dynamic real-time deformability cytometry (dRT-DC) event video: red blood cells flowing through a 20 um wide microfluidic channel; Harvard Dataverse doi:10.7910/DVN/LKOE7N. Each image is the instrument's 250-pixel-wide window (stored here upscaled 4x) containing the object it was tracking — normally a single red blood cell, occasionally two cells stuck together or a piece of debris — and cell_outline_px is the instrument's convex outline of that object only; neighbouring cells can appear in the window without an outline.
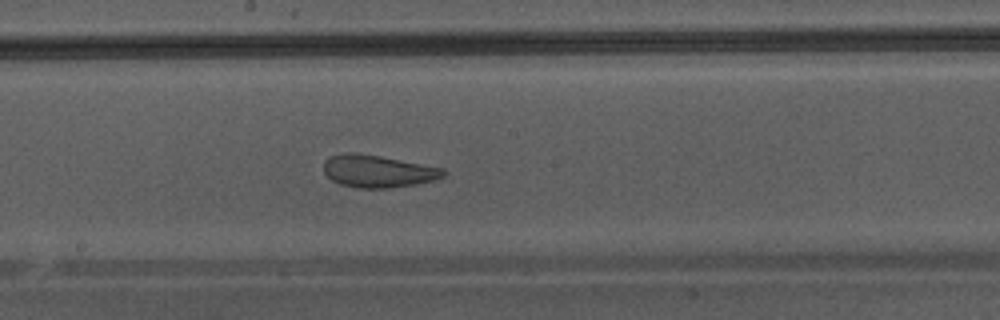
{"species": "Egyptian fruit bat (a non-hibernating species)", "species_latin": "Rousettus aegyptiacus", "temperature_condition": "warm", "stored_images_in_passage": 47, "camera_frame_rate_fps": 3000, "um_per_image_px": 0.085, "animal": {"sex": "male"}, "frame": {"image": 1, "passage_image": 27, "time_ms": 8.667, "image_size_px": [1000, 320], "cell_outline_px": [[448, 172], [444, 176], [432, 180], [416, 184], [384, 188], [360, 188], [340, 184], [332, 180], [324, 172], [324, 160], [332, 156], [348, 152], [356, 152], [380, 156], [444, 168]], "centroid_in_image_um": [32.12, 14.54], "position_along_channel_um": 216.1, "area_um2": 22.43}}